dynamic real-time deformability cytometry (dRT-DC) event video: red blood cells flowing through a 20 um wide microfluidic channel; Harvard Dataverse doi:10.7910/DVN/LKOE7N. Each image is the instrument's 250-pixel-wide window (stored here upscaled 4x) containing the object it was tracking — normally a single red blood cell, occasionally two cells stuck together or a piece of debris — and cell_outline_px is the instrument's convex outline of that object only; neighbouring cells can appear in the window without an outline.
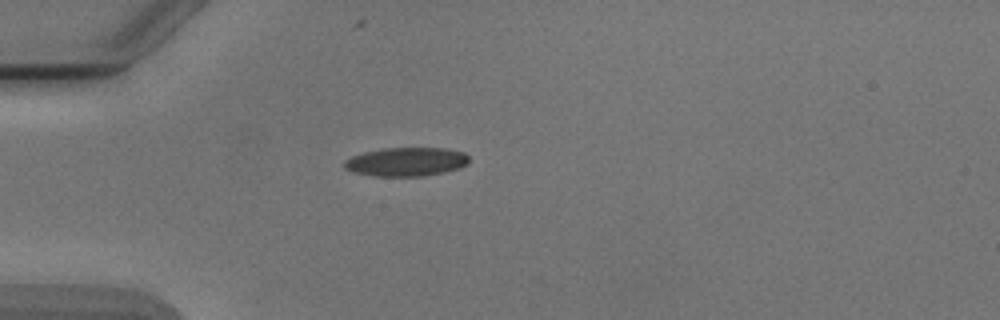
{"species": "Egyptian fruit bat (a non-hibernating species)", "species_latin": "Rousettus aegyptiacus", "temperature_condition": "cold", "stored_images_in_passage": 5, "camera_frame_rate_fps": 3000, "um_per_image_px": 0.085, "animal": {"sex": "male"}, "frame": {"image": 1, "passage_image": 5, "time_ms": 4.667, "image_size_px": [1000, 320], "cell_outline_px": [[468, 164], [460, 168], [444, 172], [424, 176], [376, 176], [356, 172], [344, 168], [344, 160], [352, 156], [364, 152], [384, 148], [444, 148], [464, 152], [468, 156]], "centroid_in_image_um": [34.55, 13.75], "position_along_channel_um": 50.4, "area_um2": 20.87}}